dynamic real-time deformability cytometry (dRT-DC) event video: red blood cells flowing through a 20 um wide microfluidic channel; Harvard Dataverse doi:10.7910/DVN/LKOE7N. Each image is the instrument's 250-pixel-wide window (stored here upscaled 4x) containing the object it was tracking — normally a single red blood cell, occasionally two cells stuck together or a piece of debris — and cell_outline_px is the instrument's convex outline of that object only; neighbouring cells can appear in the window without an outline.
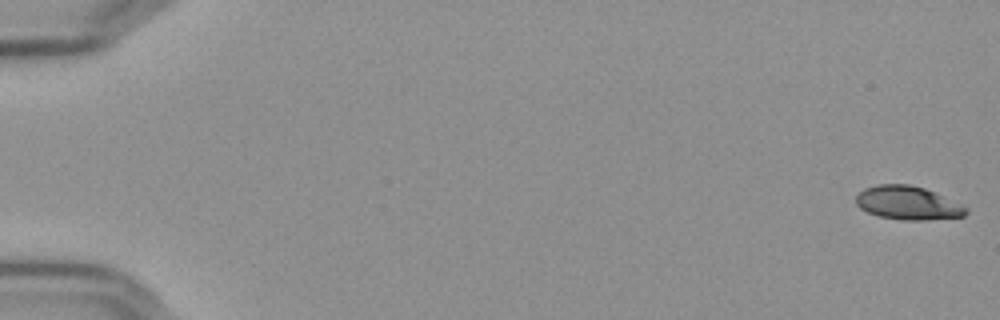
{"species": "Egyptian fruit bat (a non-hibernating species)", "species_latin": "Rousettus aegyptiacus", "temperature_condition": "cold", "stored_images_in_passage": 57, "camera_frame_rate_fps": 3000, "um_per_image_px": 0.085, "frame": {"image": 1, "passage_image": 1, "time_ms": 0.0, "image_size_px": [1000, 320], "cell_outline_px": [[968, 212], [964, 216], [924, 220], [900, 220], [880, 216], [868, 212], [860, 208], [856, 204], [856, 196], [864, 188], [876, 184], [908, 184], [924, 188], [968, 208]], "centroid_in_image_um": [77.13, 17.25], "position_along_channel_um": 7.9, "area_um2": 21.27}}
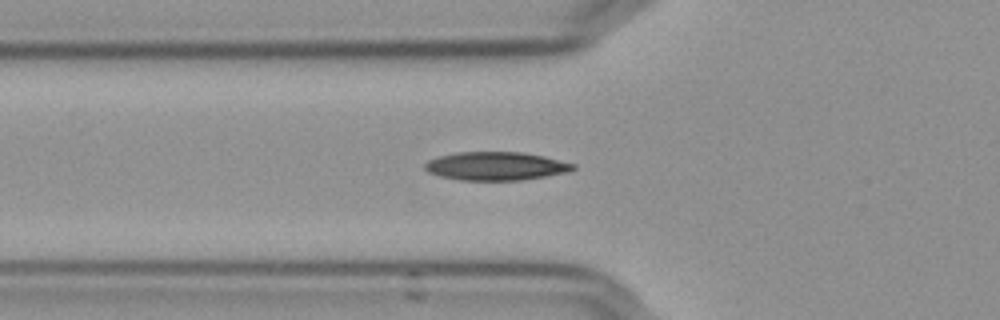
{"frame": {"image": 2, "passage_image": 21, "time_ms": 6.667, "image_size_px": [1000, 320], "cell_outline_px": [[576, 168], [568, 172], [520, 180], [460, 180], [440, 176], [428, 172], [424, 168], [424, 164], [428, 160], [436, 156], [456, 152], [524, 152], [544, 156], [576, 164]], "centroid_in_image_um": [42.13, 14.11], "position_along_channel_um": 83.7, "area_um2": 24.62}}
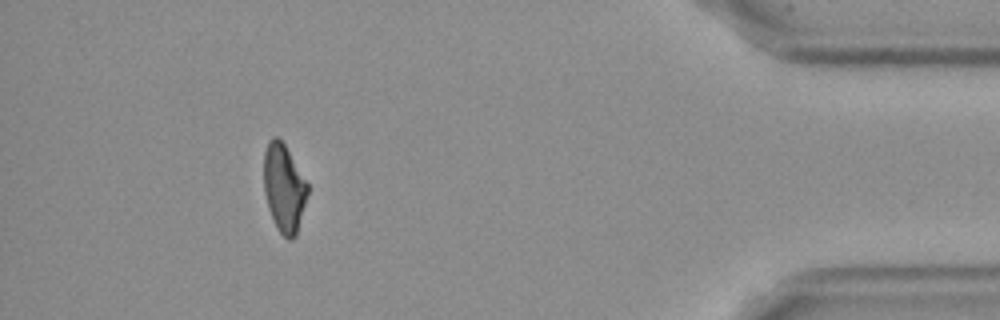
{"frame": {"image": 3, "passage_image": 52, "time_ms": 17.0, "image_size_px": [1000, 320], "cell_outline_px": [[308, 192], [296, 236], [292, 240], [288, 240], [276, 228], [268, 208], [264, 192], [264, 152], [268, 140], [272, 136], [276, 136], [284, 144], [308, 184]], "centroid_in_image_um": [24.12, 16.0], "position_along_channel_um": 411.1, "area_um2": 22.37}, "authors_computed_cell_mechanics": {"area_um2": 23.3512, "velocity_mm_per_s": 3.6454, "shape_relaxation_time_tau1_ms": 5.3952, "shape_relaxation_time_tau2_ms": 6.0832, "deformation_change_tau1": 0.1602, "deformation_change_tau2": 0.126}}